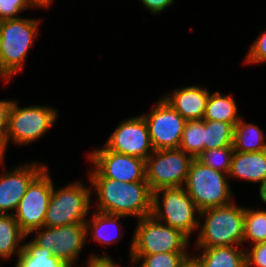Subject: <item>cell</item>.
<instances>
[{"mask_svg": "<svg viewBox=\"0 0 266 267\" xmlns=\"http://www.w3.org/2000/svg\"><path fill=\"white\" fill-rule=\"evenodd\" d=\"M199 216V234L192 247L243 246L245 207H239L233 200L223 206L202 210Z\"/></svg>", "mask_w": 266, "mask_h": 267, "instance_id": "cell-2", "label": "cell"}, {"mask_svg": "<svg viewBox=\"0 0 266 267\" xmlns=\"http://www.w3.org/2000/svg\"><path fill=\"white\" fill-rule=\"evenodd\" d=\"M180 267H203L200 259L196 254H187L185 258L180 263Z\"/></svg>", "mask_w": 266, "mask_h": 267, "instance_id": "cell-35", "label": "cell"}, {"mask_svg": "<svg viewBox=\"0 0 266 267\" xmlns=\"http://www.w3.org/2000/svg\"><path fill=\"white\" fill-rule=\"evenodd\" d=\"M142 2L144 8L149 10L152 14H159L164 12L166 8L172 5L175 0H139Z\"/></svg>", "mask_w": 266, "mask_h": 267, "instance_id": "cell-33", "label": "cell"}, {"mask_svg": "<svg viewBox=\"0 0 266 267\" xmlns=\"http://www.w3.org/2000/svg\"><path fill=\"white\" fill-rule=\"evenodd\" d=\"M210 91L201 86L177 88L163 98L186 120H202Z\"/></svg>", "mask_w": 266, "mask_h": 267, "instance_id": "cell-16", "label": "cell"}, {"mask_svg": "<svg viewBox=\"0 0 266 267\" xmlns=\"http://www.w3.org/2000/svg\"><path fill=\"white\" fill-rule=\"evenodd\" d=\"M180 150L196 159L204 151V123L202 120L186 121Z\"/></svg>", "mask_w": 266, "mask_h": 267, "instance_id": "cell-25", "label": "cell"}, {"mask_svg": "<svg viewBox=\"0 0 266 267\" xmlns=\"http://www.w3.org/2000/svg\"><path fill=\"white\" fill-rule=\"evenodd\" d=\"M141 115L146 121L154 150L179 148L186 120L163 97L149 113Z\"/></svg>", "mask_w": 266, "mask_h": 267, "instance_id": "cell-13", "label": "cell"}, {"mask_svg": "<svg viewBox=\"0 0 266 267\" xmlns=\"http://www.w3.org/2000/svg\"><path fill=\"white\" fill-rule=\"evenodd\" d=\"M245 57L243 61L246 65L266 62V31L260 33L254 40Z\"/></svg>", "mask_w": 266, "mask_h": 267, "instance_id": "cell-30", "label": "cell"}, {"mask_svg": "<svg viewBox=\"0 0 266 267\" xmlns=\"http://www.w3.org/2000/svg\"><path fill=\"white\" fill-rule=\"evenodd\" d=\"M131 238L130 254L189 252V238L180 230L157 221L152 215L137 221Z\"/></svg>", "mask_w": 266, "mask_h": 267, "instance_id": "cell-8", "label": "cell"}, {"mask_svg": "<svg viewBox=\"0 0 266 267\" xmlns=\"http://www.w3.org/2000/svg\"><path fill=\"white\" fill-rule=\"evenodd\" d=\"M22 164L0 174V214H15L28 185L46 167L36 161Z\"/></svg>", "mask_w": 266, "mask_h": 267, "instance_id": "cell-15", "label": "cell"}, {"mask_svg": "<svg viewBox=\"0 0 266 267\" xmlns=\"http://www.w3.org/2000/svg\"><path fill=\"white\" fill-rule=\"evenodd\" d=\"M234 153L233 146L204 150L196 159L203 165L224 173H229Z\"/></svg>", "mask_w": 266, "mask_h": 267, "instance_id": "cell-28", "label": "cell"}, {"mask_svg": "<svg viewBox=\"0 0 266 267\" xmlns=\"http://www.w3.org/2000/svg\"><path fill=\"white\" fill-rule=\"evenodd\" d=\"M23 244V250L16 256L14 267H74L56 258L52 251L39 247L32 240Z\"/></svg>", "mask_w": 266, "mask_h": 267, "instance_id": "cell-22", "label": "cell"}, {"mask_svg": "<svg viewBox=\"0 0 266 267\" xmlns=\"http://www.w3.org/2000/svg\"><path fill=\"white\" fill-rule=\"evenodd\" d=\"M238 113V105L231 95L215 91L209 94L203 120L223 121L235 127L242 117Z\"/></svg>", "mask_w": 266, "mask_h": 267, "instance_id": "cell-21", "label": "cell"}, {"mask_svg": "<svg viewBox=\"0 0 266 267\" xmlns=\"http://www.w3.org/2000/svg\"><path fill=\"white\" fill-rule=\"evenodd\" d=\"M13 100L8 114V126L4 137L6 148L9 142L15 145H29L43 137L55 124L58 111L49 105L20 107Z\"/></svg>", "mask_w": 266, "mask_h": 267, "instance_id": "cell-6", "label": "cell"}, {"mask_svg": "<svg viewBox=\"0 0 266 267\" xmlns=\"http://www.w3.org/2000/svg\"><path fill=\"white\" fill-rule=\"evenodd\" d=\"M104 146L113 152L146 160L154 151L148 127L142 115L121 121Z\"/></svg>", "mask_w": 266, "mask_h": 267, "instance_id": "cell-14", "label": "cell"}, {"mask_svg": "<svg viewBox=\"0 0 266 267\" xmlns=\"http://www.w3.org/2000/svg\"><path fill=\"white\" fill-rule=\"evenodd\" d=\"M28 237L19 227L15 215L0 214V259L8 260L18 256L22 250L23 240Z\"/></svg>", "mask_w": 266, "mask_h": 267, "instance_id": "cell-20", "label": "cell"}, {"mask_svg": "<svg viewBox=\"0 0 266 267\" xmlns=\"http://www.w3.org/2000/svg\"><path fill=\"white\" fill-rule=\"evenodd\" d=\"M193 160L179 148L154 150L145 160L146 182L152 192L184 186Z\"/></svg>", "mask_w": 266, "mask_h": 267, "instance_id": "cell-9", "label": "cell"}, {"mask_svg": "<svg viewBox=\"0 0 266 267\" xmlns=\"http://www.w3.org/2000/svg\"><path fill=\"white\" fill-rule=\"evenodd\" d=\"M31 8H45L35 0H0V22L21 18L18 14Z\"/></svg>", "mask_w": 266, "mask_h": 267, "instance_id": "cell-29", "label": "cell"}, {"mask_svg": "<svg viewBox=\"0 0 266 267\" xmlns=\"http://www.w3.org/2000/svg\"><path fill=\"white\" fill-rule=\"evenodd\" d=\"M265 134L258 125L246 123L241 117L234 127L233 148L238 152L266 150Z\"/></svg>", "mask_w": 266, "mask_h": 267, "instance_id": "cell-23", "label": "cell"}, {"mask_svg": "<svg viewBox=\"0 0 266 267\" xmlns=\"http://www.w3.org/2000/svg\"><path fill=\"white\" fill-rule=\"evenodd\" d=\"M244 246L195 248L203 267H246Z\"/></svg>", "mask_w": 266, "mask_h": 267, "instance_id": "cell-19", "label": "cell"}, {"mask_svg": "<svg viewBox=\"0 0 266 267\" xmlns=\"http://www.w3.org/2000/svg\"><path fill=\"white\" fill-rule=\"evenodd\" d=\"M86 265L87 266L85 267H121L116 262H114L113 259H111V257L108 256L107 254L90 255L88 259H86ZM131 266L134 267L132 263H131Z\"/></svg>", "mask_w": 266, "mask_h": 267, "instance_id": "cell-32", "label": "cell"}, {"mask_svg": "<svg viewBox=\"0 0 266 267\" xmlns=\"http://www.w3.org/2000/svg\"><path fill=\"white\" fill-rule=\"evenodd\" d=\"M48 170L46 166L31 181L14 214L19 227L27 236L44 226L47 207L55 185Z\"/></svg>", "mask_w": 266, "mask_h": 267, "instance_id": "cell-10", "label": "cell"}, {"mask_svg": "<svg viewBox=\"0 0 266 267\" xmlns=\"http://www.w3.org/2000/svg\"><path fill=\"white\" fill-rule=\"evenodd\" d=\"M190 252H167L157 254H130L133 266L139 267H180V263Z\"/></svg>", "mask_w": 266, "mask_h": 267, "instance_id": "cell-27", "label": "cell"}, {"mask_svg": "<svg viewBox=\"0 0 266 267\" xmlns=\"http://www.w3.org/2000/svg\"><path fill=\"white\" fill-rule=\"evenodd\" d=\"M40 23V19L27 17L0 22V78L5 85L24 68Z\"/></svg>", "mask_w": 266, "mask_h": 267, "instance_id": "cell-3", "label": "cell"}, {"mask_svg": "<svg viewBox=\"0 0 266 267\" xmlns=\"http://www.w3.org/2000/svg\"><path fill=\"white\" fill-rule=\"evenodd\" d=\"M151 215L157 221L180 230L189 239L198 231L200 210L184 186L162 188L153 192Z\"/></svg>", "mask_w": 266, "mask_h": 267, "instance_id": "cell-4", "label": "cell"}, {"mask_svg": "<svg viewBox=\"0 0 266 267\" xmlns=\"http://www.w3.org/2000/svg\"><path fill=\"white\" fill-rule=\"evenodd\" d=\"M245 247V262L246 267H266V242L252 244Z\"/></svg>", "mask_w": 266, "mask_h": 267, "instance_id": "cell-31", "label": "cell"}, {"mask_svg": "<svg viewBox=\"0 0 266 267\" xmlns=\"http://www.w3.org/2000/svg\"><path fill=\"white\" fill-rule=\"evenodd\" d=\"M228 176L233 179L261 184L266 178V150L257 152L234 151Z\"/></svg>", "mask_w": 266, "mask_h": 267, "instance_id": "cell-17", "label": "cell"}, {"mask_svg": "<svg viewBox=\"0 0 266 267\" xmlns=\"http://www.w3.org/2000/svg\"><path fill=\"white\" fill-rule=\"evenodd\" d=\"M5 143H4V138L0 135V165H4L5 163V154L7 152Z\"/></svg>", "mask_w": 266, "mask_h": 267, "instance_id": "cell-36", "label": "cell"}, {"mask_svg": "<svg viewBox=\"0 0 266 267\" xmlns=\"http://www.w3.org/2000/svg\"><path fill=\"white\" fill-rule=\"evenodd\" d=\"M39 5L41 6H45L46 8H48L49 6L52 5L54 0H35Z\"/></svg>", "mask_w": 266, "mask_h": 267, "instance_id": "cell-38", "label": "cell"}, {"mask_svg": "<svg viewBox=\"0 0 266 267\" xmlns=\"http://www.w3.org/2000/svg\"><path fill=\"white\" fill-rule=\"evenodd\" d=\"M32 241L39 247L53 252V255L73 265L78 262L77 258L87 243V232L85 223H75L59 227H42L28 236L34 234ZM80 267V266H79Z\"/></svg>", "mask_w": 266, "mask_h": 267, "instance_id": "cell-11", "label": "cell"}, {"mask_svg": "<svg viewBox=\"0 0 266 267\" xmlns=\"http://www.w3.org/2000/svg\"><path fill=\"white\" fill-rule=\"evenodd\" d=\"M96 194V211L135 217L152 214L153 192L146 181L121 182L105 177H87Z\"/></svg>", "mask_w": 266, "mask_h": 267, "instance_id": "cell-1", "label": "cell"}, {"mask_svg": "<svg viewBox=\"0 0 266 267\" xmlns=\"http://www.w3.org/2000/svg\"><path fill=\"white\" fill-rule=\"evenodd\" d=\"M13 100L0 99V135L4 138L8 126V114Z\"/></svg>", "mask_w": 266, "mask_h": 267, "instance_id": "cell-34", "label": "cell"}, {"mask_svg": "<svg viewBox=\"0 0 266 267\" xmlns=\"http://www.w3.org/2000/svg\"><path fill=\"white\" fill-rule=\"evenodd\" d=\"M92 163L88 177H105L121 182L146 181L145 160L108 150L104 145L88 154Z\"/></svg>", "mask_w": 266, "mask_h": 267, "instance_id": "cell-12", "label": "cell"}, {"mask_svg": "<svg viewBox=\"0 0 266 267\" xmlns=\"http://www.w3.org/2000/svg\"><path fill=\"white\" fill-rule=\"evenodd\" d=\"M94 212V213H93ZM92 215L85 221L87 238L90 234V238L104 244H116L123 235H120L121 223L118 221L119 218H124L122 215H113L93 210ZM91 232V233H90ZM120 236V237H119Z\"/></svg>", "mask_w": 266, "mask_h": 267, "instance_id": "cell-18", "label": "cell"}, {"mask_svg": "<svg viewBox=\"0 0 266 267\" xmlns=\"http://www.w3.org/2000/svg\"><path fill=\"white\" fill-rule=\"evenodd\" d=\"M227 177V173L214 170L194 159L184 188L200 211L223 206L234 200Z\"/></svg>", "mask_w": 266, "mask_h": 267, "instance_id": "cell-5", "label": "cell"}, {"mask_svg": "<svg viewBox=\"0 0 266 267\" xmlns=\"http://www.w3.org/2000/svg\"><path fill=\"white\" fill-rule=\"evenodd\" d=\"M266 242V210L245 207L243 243Z\"/></svg>", "mask_w": 266, "mask_h": 267, "instance_id": "cell-26", "label": "cell"}, {"mask_svg": "<svg viewBox=\"0 0 266 267\" xmlns=\"http://www.w3.org/2000/svg\"><path fill=\"white\" fill-rule=\"evenodd\" d=\"M259 185V197L261 201L266 204V178Z\"/></svg>", "mask_w": 266, "mask_h": 267, "instance_id": "cell-37", "label": "cell"}, {"mask_svg": "<svg viewBox=\"0 0 266 267\" xmlns=\"http://www.w3.org/2000/svg\"><path fill=\"white\" fill-rule=\"evenodd\" d=\"M204 150L233 146L234 126L223 121L203 120Z\"/></svg>", "mask_w": 266, "mask_h": 267, "instance_id": "cell-24", "label": "cell"}, {"mask_svg": "<svg viewBox=\"0 0 266 267\" xmlns=\"http://www.w3.org/2000/svg\"><path fill=\"white\" fill-rule=\"evenodd\" d=\"M91 193V184L86 186L79 180L56 190L53 185L44 227L85 223L91 211Z\"/></svg>", "mask_w": 266, "mask_h": 267, "instance_id": "cell-7", "label": "cell"}]
</instances>
